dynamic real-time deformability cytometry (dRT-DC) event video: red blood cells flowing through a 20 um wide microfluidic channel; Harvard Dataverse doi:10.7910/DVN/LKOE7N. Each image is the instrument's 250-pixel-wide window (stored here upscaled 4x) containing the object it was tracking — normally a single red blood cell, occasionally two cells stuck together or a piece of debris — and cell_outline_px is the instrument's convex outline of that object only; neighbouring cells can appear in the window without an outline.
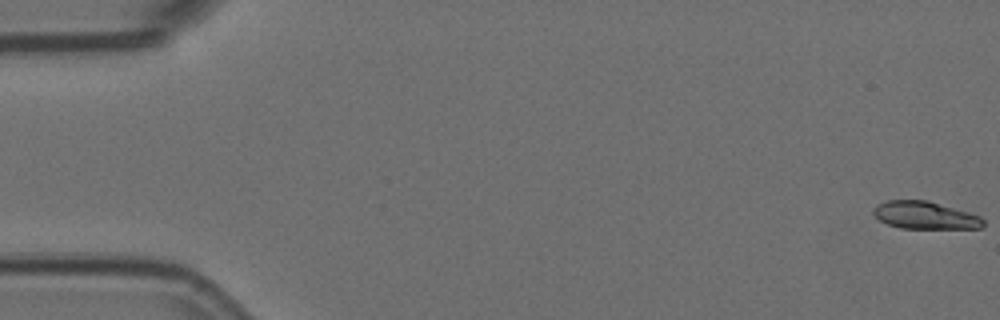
{"species": "Egyptian fruit bat (a non-hibernating species)", "species_latin": "Rousettus aegyptiacus", "temperature_condition": "room temperature", "stored_images_in_passage": 5, "camera_frame_rate_fps": 3000, "um_per_image_px": 0.085, "animal": {"sex": "female"}, "frame": {"image": 1, "passage_image": 1, "time_ms": 0.0, "image_size_px": [1000, 320], "cell_outline_px": [[984, 224], [980, 228], [900, 228], [888, 224], [880, 220], [872, 212], [872, 208], [876, 204], [888, 200], [928, 200], [968, 212], [980, 216], [984, 220]], "centroid_in_image_um": [78.6, 18.29], "position_along_channel_um": 6.4, "area_um2": 17.57}}
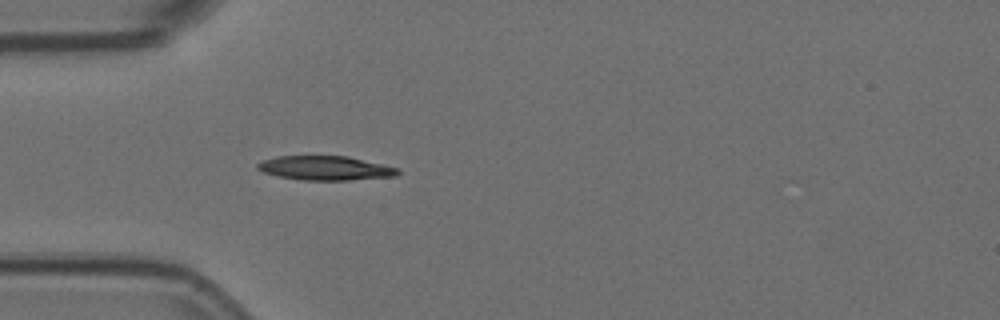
{"frame": {"image": 2, "passage_image": 5, "time_ms": 1.333, "image_size_px": [1000, 320], "cell_outline_px": [[400, 172], [396, 176], [348, 180], [300, 180], [280, 176], [264, 172], [256, 168], [256, 164], [264, 160], [276, 156], [348, 156], [384, 164], [400, 168]], "centroid_in_image_um": [27.69, 14.28], "position_along_channel_um": 57.3, "area_um2": 19.83}}